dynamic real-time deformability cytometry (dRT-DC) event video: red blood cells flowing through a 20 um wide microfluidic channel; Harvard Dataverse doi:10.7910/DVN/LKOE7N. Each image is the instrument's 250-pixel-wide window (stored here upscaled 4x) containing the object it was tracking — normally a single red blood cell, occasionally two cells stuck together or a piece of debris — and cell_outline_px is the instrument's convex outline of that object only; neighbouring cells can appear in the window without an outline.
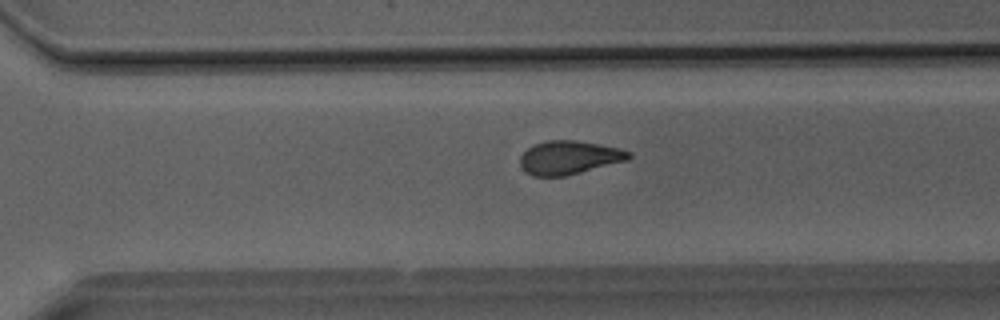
{"species": "Egyptian fruit bat (a non-hibernating species)", "species_latin": "Rousettus aegyptiacus", "temperature_condition": "room temperature", "stored_images_in_passage": 23, "camera_frame_rate_fps": 3000, "um_per_image_px": 0.085, "animal": {"sex": "male"}, "frame": {"image": 1, "passage_image": 16, "time_ms": 5.0, "image_size_px": [1000, 320], "cell_outline_px": [[632, 156], [628, 160], [564, 176], [532, 176], [520, 164], [520, 156], [532, 144], [548, 140], [576, 140], [620, 148], [632, 152]], "centroid_in_image_um": [48.39, 13.38], "position_along_channel_um": 322.2, "area_um2": 21.15}}
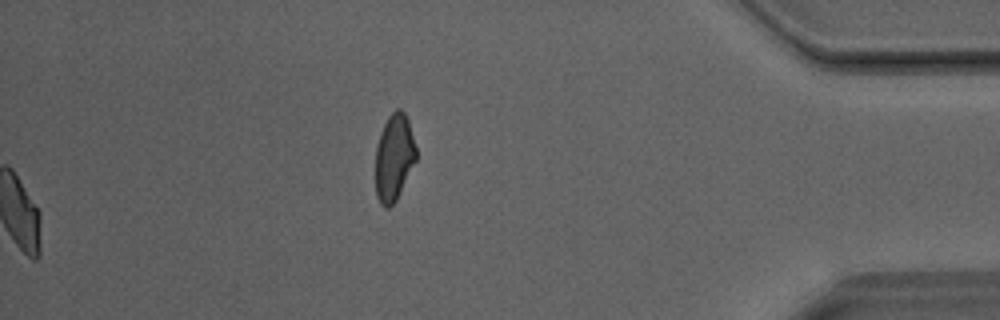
{"frame": {"image": 2, "passage_image": 23, "time_ms": 7.333, "image_size_px": [1000, 320], "cell_outline_px": [[416, 160], [396, 200], [388, 208], [384, 208], [380, 204], [376, 196], [376, 148], [380, 132], [388, 116], [396, 108], [400, 108], [404, 112], [408, 120], [416, 148]], "centroid_in_image_um": [33.48, 13.38], "position_along_channel_um": 401.7, "area_um2": 20.46}}